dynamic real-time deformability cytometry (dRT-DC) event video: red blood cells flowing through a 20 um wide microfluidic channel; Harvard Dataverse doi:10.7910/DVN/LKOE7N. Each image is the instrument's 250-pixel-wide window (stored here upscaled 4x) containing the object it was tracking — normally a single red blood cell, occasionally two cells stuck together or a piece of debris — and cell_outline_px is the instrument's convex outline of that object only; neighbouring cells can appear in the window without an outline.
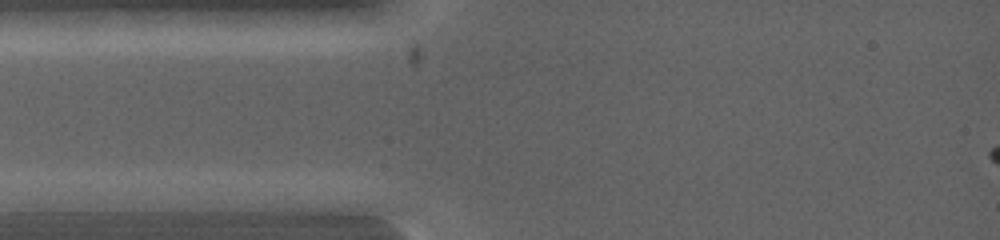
{"species": "common noctule bat (a hibernating species)", "species_latin": "Nyctalus noctula", "temperature_condition": "warm", "stored_images_in_passage": 6, "camera_frame_rate_fps": 5000, "um_per_image_px": 0.085, "animal": {"sex": "female", "body_mass_g": 19.0, "forearm_length_mm": 53.3}, "frame": {"image": 1, "passage_image": 3, "time_ms": 0.6, "image_size_px": [1000, 240], "cell_outline_px": [[124, 200], [116, 212], [80, 216], [68, 216], [16, 212], [16, 200], [48, 192], [96, 192]], "centroid_in_image_um": [5.86, 17.33], "position_along_channel_um": 79.1, "area_um2": 15.14}}
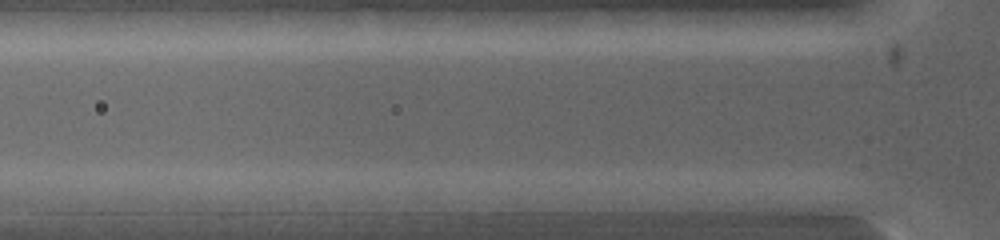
{"frame": {"image": 2, "passage_image": 4, "time_ms": 0.8, "image_size_px": [1000, 240], "cell_outline_px": [[236, 200], [228, 212], [112, 212], [108, 196], [112, 192], [148, 188], [208, 188], [228, 192], [236, 196]], "centroid_in_image_um": [14.59, 17.04], "position_along_channel_um": 111.2, "area_um2": 20.29}}